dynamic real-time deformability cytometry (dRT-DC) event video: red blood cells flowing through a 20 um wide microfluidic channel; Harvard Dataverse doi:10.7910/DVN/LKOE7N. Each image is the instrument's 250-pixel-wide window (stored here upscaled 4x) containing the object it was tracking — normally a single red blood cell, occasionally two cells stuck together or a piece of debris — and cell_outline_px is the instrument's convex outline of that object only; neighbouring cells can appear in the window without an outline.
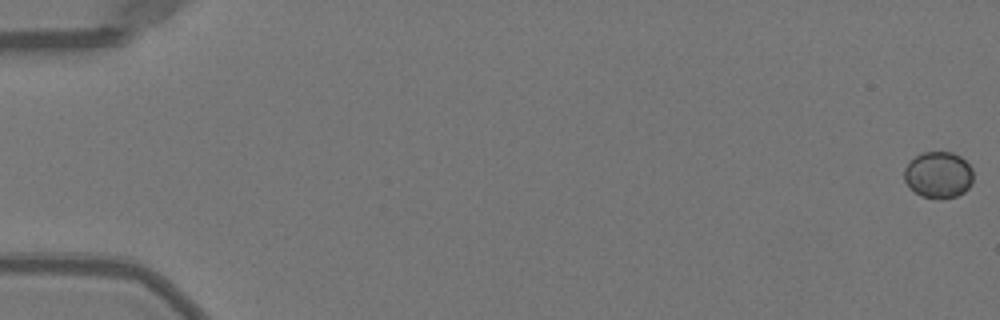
{"species": "Egyptian fruit bat (a non-hibernating species)", "species_latin": "Rousettus aegyptiacus", "temperature_condition": "warm", "stored_images_in_passage": 52, "camera_frame_rate_fps": 3000, "um_per_image_px": 0.085, "animal": {"sex": "female"}, "frame": {"image": 1, "passage_image": 1, "time_ms": 0.0, "image_size_px": [1000, 320], "cell_outline_px": [[972, 184], [964, 192], [956, 196], [940, 200], [920, 196], [904, 180], [904, 168], [920, 152], [952, 152], [960, 156], [972, 168]], "centroid_in_image_um": [79.77, 14.87], "position_along_channel_um": 5.2, "area_um2": 18.73}}
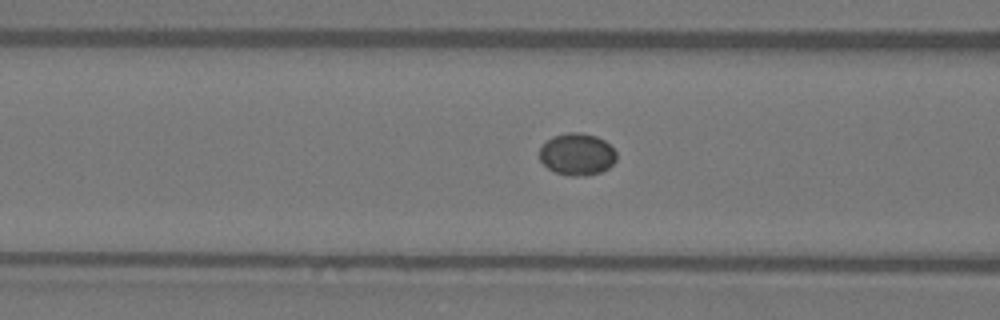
{"frame": {"image": 2, "passage_image": 22, "time_ms": 7.0, "image_size_px": [1000, 320], "cell_outline_px": [[616, 160], [608, 168], [600, 172], [584, 176], [568, 176], [556, 172], [548, 168], [540, 160], [540, 148], [552, 136], [568, 132], [580, 132], [596, 136], [604, 140], [616, 152]], "centroid_in_image_um": [49.05, 13.11], "position_along_channel_um": 117.6, "area_um2": 18.79}}
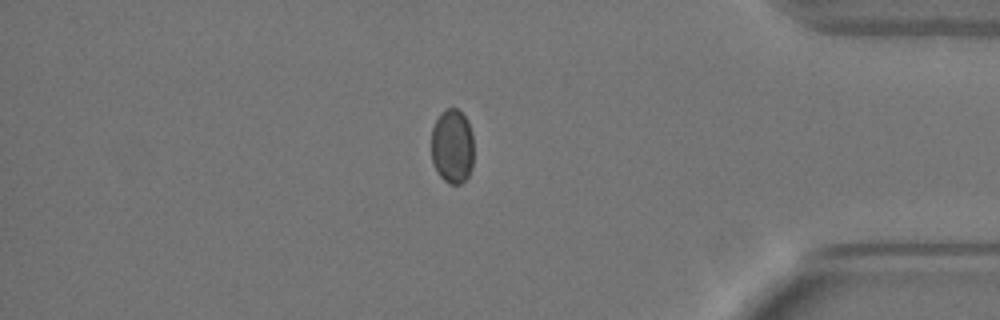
{"frame": {"image": 3, "passage_image": 45, "time_ms": 14.667, "image_size_px": [1000, 320], "cell_outline_px": [[472, 168], [468, 176], [460, 184], [448, 184], [440, 176], [432, 160], [432, 128], [440, 112], [448, 108], [456, 108], [468, 120], [472, 132]], "centroid_in_image_um": [38.44, 12.43], "position_along_channel_um": 396.8, "area_um2": 18.38}}